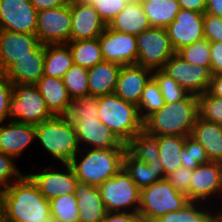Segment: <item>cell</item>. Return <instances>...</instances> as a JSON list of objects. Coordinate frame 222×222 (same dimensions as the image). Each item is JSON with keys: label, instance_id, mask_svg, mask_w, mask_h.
I'll return each mask as SVG.
<instances>
[{"label": "cell", "instance_id": "ab89813d", "mask_svg": "<svg viewBox=\"0 0 222 222\" xmlns=\"http://www.w3.org/2000/svg\"><path fill=\"white\" fill-rule=\"evenodd\" d=\"M197 98L199 117L222 125V98L212 95L209 91L197 96Z\"/></svg>", "mask_w": 222, "mask_h": 222}, {"label": "cell", "instance_id": "c3c4849f", "mask_svg": "<svg viewBox=\"0 0 222 222\" xmlns=\"http://www.w3.org/2000/svg\"><path fill=\"white\" fill-rule=\"evenodd\" d=\"M210 67L212 75H222V41L210 42Z\"/></svg>", "mask_w": 222, "mask_h": 222}, {"label": "cell", "instance_id": "f6af8a7d", "mask_svg": "<svg viewBox=\"0 0 222 222\" xmlns=\"http://www.w3.org/2000/svg\"><path fill=\"white\" fill-rule=\"evenodd\" d=\"M193 169L181 166L176 171L168 174L165 179L173 185V187L183 194H186L190 201V183Z\"/></svg>", "mask_w": 222, "mask_h": 222}, {"label": "cell", "instance_id": "816d5d0a", "mask_svg": "<svg viewBox=\"0 0 222 222\" xmlns=\"http://www.w3.org/2000/svg\"><path fill=\"white\" fill-rule=\"evenodd\" d=\"M178 2L183 10L205 13L207 0H178Z\"/></svg>", "mask_w": 222, "mask_h": 222}, {"label": "cell", "instance_id": "b9f144b4", "mask_svg": "<svg viewBox=\"0 0 222 222\" xmlns=\"http://www.w3.org/2000/svg\"><path fill=\"white\" fill-rule=\"evenodd\" d=\"M207 162H209V159L202 145L190 135L186 136L185 145L181 153L182 166L195 169Z\"/></svg>", "mask_w": 222, "mask_h": 222}, {"label": "cell", "instance_id": "7a4b0ae2", "mask_svg": "<svg viewBox=\"0 0 222 222\" xmlns=\"http://www.w3.org/2000/svg\"><path fill=\"white\" fill-rule=\"evenodd\" d=\"M198 116V98L189 94L184 100L165 103L143 121V129L155 136H188Z\"/></svg>", "mask_w": 222, "mask_h": 222}, {"label": "cell", "instance_id": "7c38bea8", "mask_svg": "<svg viewBox=\"0 0 222 222\" xmlns=\"http://www.w3.org/2000/svg\"><path fill=\"white\" fill-rule=\"evenodd\" d=\"M55 165H61L58 168L61 169L63 167L65 170L63 168L62 170L58 168L56 170L55 167L48 166L42 168L39 172L27 174L47 200L64 194L74 193L78 183L75 172L69 163H55Z\"/></svg>", "mask_w": 222, "mask_h": 222}, {"label": "cell", "instance_id": "9f6ffc18", "mask_svg": "<svg viewBox=\"0 0 222 222\" xmlns=\"http://www.w3.org/2000/svg\"><path fill=\"white\" fill-rule=\"evenodd\" d=\"M75 2L77 3H83V4H89V5H92L95 0H74Z\"/></svg>", "mask_w": 222, "mask_h": 222}, {"label": "cell", "instance_id": "681fc988", "mask_svg": "<svg viewBox=\"0 0 222 222\" xmlns=\"http://www.w3.org/2000/svg\"><path fill=\"white\" fill-rule=\"evenodd\" d=\"M99 222H142L138 213L107 212Z\"/></svg>", "mask_w": 222, "mask_h": 222}, {"label": "cell", "instance_id": "d6986e66", "mask_svg": "<svg viewBox=\"0 0 222 222\" xmlns=\"http://www.w3.org/2000/svg\"><path fill=\"white\" fill-rule=\"evenodd\" d=\"M39 43L36 34L0 29V74H3L18 59L29 56Z\"/></svg>", "mask_w": 222, "mask_h": 222}, {"label": "cell", "instance_id": "7dc6e473", "mask_svg": "<svg viewBox=\"0 0 222 222\" xmlns=\"http://www.w3.org/2000/svg\"><path fill=\"white\" fill-rule=\"evenodd\" d=\"M13 93V84L0 74V124L8 120V105L11 94Z\"/></svg>", "mask_w": 222, "mask_h": 222}, {"label": "cell", "instance_id": "74e56055", "mask_svg": "<svg viewBox=\"0 0 222 222\" xmlns=\"http://www.w3.org/2000/svg\"><path fill=\"white\" fill-rule=\"evenodd\" d=\"M64 116L68 120H86L98 117V97L87 96L71 99Z\"/></svg>", "mask_w": 222, "mask_h": 222}, {"label": "cell", "instance_id": "91938a15", "mask_svg": "<svg viewBox=\"0 0 222 222\" xmlns=\"http://www.w3.org/2000/svg\"><path fill=\"white\" fill-rule=\"evenodd\" d=\"M141 2H151L152 0H140Z\"/></svg>", "mask_w": 222, "mask_h": 222}, {"label": "cell", "instance_id": "ba28073f", "mask_svg": "<svg viewBox=\"0 0 222 222\" xmlns=\"http://www.w3.org/2000/svg\"><path fill=\"white\" fill-rule=\"evenodd\" d=\"M98 188L107 212H139L140 189L124 168Z\"/></svg>", "mask_w": 222, "mask_h": 222}, {"label": "cell", "instance_id": "4fadbf2b", "mask_svg": "<svg viewBox=\"0 0 222 222\" xmlns=\"http://www.w3.org/2000/svg\"><path fill=\"white\" fill-rule=\"evenodd\" d=\"M219 196L222 197V163L209 161L193 169L190 201L212 205L220 199ZM217 197L218 200H214Z\"/></svg>", "mask_w": 222, "mask_h": 222}, {"label": "cell", "instance_id": "836d02e7", "mask_svg": "<svg viewBox=\"0 0 222 222\" xmlns=\"http://www.w3.org/2000/svg\"><path fill=\"white\" fill-rule=\"evenodd\" d=\"M126 149L137 159L147 164L159 160V145L157 136L149 134L144 129L138 132L127 144Z\"/></svg>", "mask_w": 222, "mask_h": 222}, {"label": "cell", "instance_id": "f5cc1de1", "mask_svg": "<svg viewBox=\"0 0 222 222\" xmlns=\"http://www.w3.org/2000/svg\"><path fill=\"white\" fill-rule=\"evenodd\" d=\"M208 91L212 95L222 98V75H212Z\"/></svg>", "mask_w": 222, "mask_h": 222}, {"label": "cell", "instance_id": "bcb514c9", "mask_svg": "<svg viewBox=\"0 0 222 222\" xmlns=\"http://www.w3.org/2000/svg\"><path fill=\"white\" fill-rule=\"evenodd\" d=\"M204 38L210 42L222 41V17L204 13Z\"/></svg>", "mask_w": 222, "mask_h": 222}, {"label": "cell", "instance_id": "4dcf8cb0", "mask_svg": "<svg viewBox=\"0 0 222 222\" xmlns=\"http://www.w3.org/2000/svg\"><path fill=\"white\" fill-rule=\"evenodd\" d=\"M217 206L214 209L210 204L190 201L181 210L168 212L154 222H213Z\"/></svg>", "mask_w": 222, "mask_h": 222}, {"label": "cell", "instance_id": "484cf974", "mask_svg": "<svg viewBox=\"0 0 222 222\" xmlns=\"http://www.w3.org/2000/svg\"><path fill=\"white\" fill-rule=\"evenodd\" d=\"M112 30L139 35L141 32L151 28L148 17L140 0H130L124 9L109 23Z\"/></svg>", "mask_w": 222, "mask_h": 222}, {"label": "cell", "instance_id": "f1b7e54d", "mask_svg": "<svg viewBox=\"0 0 222 222\" xmlns=\"http://www.w3.org/2000/svg\"><path fill=\"white\" fill-rule=\"evenodd\" d=\"M73 64L67 43L45 45L43 75L62 79Z\"/></svg>", "mask_w": 222, "mask_h": 222}, {"label": "cell", "instance_id": "3957f363", "mask_svg": "<svg viewBox=\"0 0 222 222\" xmlns=\"http://www.w3.org/2000/svg\"><path fill=\"white\" fill-rule=\"evenodd\" d=\"M125 150L126 148L80 149L69 164L79 182L99 186L123 168Z\"/></svg>", "mask_w": 222, "mask_h": 222}, {"label": "cell", "instance_id": "f907efd6", "mask_svg": "<svg viewBox=\"0 0 222 222\" xmlns=\"http://www.w3.org/2000/svg\"><path fill=\"white\" fill-rule=\"evenodd\" d=\"M37 11L53 9L69 4L70 0H29Z\"/></svg>", "mask_w": 222, "mask_h": 222}, {"label": "cell", "instance_id": "f546056e", "mask_svg": "<svg viewBox=\"0 0 222 222\" xmlns=\"http://www.w3.org/2000/svg\"><path fill=\"white\" fill-rule=\"evenodd\" d=\"M185 140L186 136H157L159 160L163 164L165 177L182 166L181 153L185 145Z\"/></svg>", "mask_w": 222, "mask_h": 222}, {"label": "cell", "instance_id": "277c9868", "mask_svg": "<svg viewBox=\"0 0 222 222\" xmlns=\"http://www.w3.org/2000/svg\"><path fill=\"white\" fill-rule=\"evenodd\" d=\"M36 128V141L57 163H70L80 151L74 124L65 116H53Z\"/></svg>", "mask_w": 222, "mask_h": 222}, {"label": "cell", "instance_id": "ffe728a7", "mask_svg": "<svg viewBox=\"0 0 222 222\" xmlns=\"http://www.w3.org/2000/svg\"><path fill=\"white\" fill-rule=\"evenodd\" d=\"M33 141H36L35 125L15 121L0 124V152L19 160Z\"/></svg>", "mask_w": 222, "mask_h": 222}, {"label": "cell", "instance_id": "5bb4252c", "mask_svg": "<svg viewBox=\"0 0 222 222\" xmlns=\"http://www.w3.org/2000/svg\"><path fill=\"white\" fill-rule=\"evenodd\" d=\"M98 39L104 61L121 66L137 63L138 49L135 35L121 33L107 26Z\"/></svg>", "mask_w": 222, "mask_h": 222}, {"label": "cell", "instance_id": "52a82bcc", "mask_svg": "<svg viewBox=\"0 0 222 222\" xmlns=\"http://www.w3.org/2000/svg\"><path fill=\"white\" fill-rule=\"evenodd\" d=\"M52 117L36 85L13 84L8 105L9 121L38 125Z\"/></svg>", "mask_w": 222, "mask_h": 222}, {"label": "cell", "instance_id": "e575fe53", "mask_svg": "<svg viewBox=\"0 0 222 222\" xmlns=\"http://www.w3.org/2000/svg\"><path fill=\"white\" fill-rule=\"evenodd\" d=\"M164 104L161 89L155 79L151 77L145 84L139 104L137 105L140 119L144 121L152 113L160 110Z\"/></svg>", "mask_w": 222, "mask_h": 222}, {"label": "cell", "instance_id": "9c48e42d", "mask_svg": "<svg viewBox=\"0 0 222 222\" xmlns=\"http://www.w3.org/2000/svg\"><path fill=\"white\" fill-rule=\"evenodd\" d=\"M138 57L136 65L160 70L176 52L166 28L151 27L136 35Z\"/></svg>", "mask_w": 222, "mask_h": 222}, {"label": "cell", "instance_id": "f35d334b", "mask_svg": "<svg viewBox=\"0 0 222 222\" xmlns=\"http://www.w3.org/2000/svg\"><path fill=\"white\" fill-rule=\"evenodd\" d=\"M152 77L158 83L165 103L178 102L184 100L189 95L185 89L161 69L153 70Z\"/></svg>", "mask_w": 222, "mask_h": 222}, {"label": "cell", "instance_id": "d4e9b609", "mask_svg": "<svg viewBox=\"0 0 222 222\" xmlns=\"http://www.w3.org/2000/svg\"><path fill=\"white\" fill-rule=\"evenodd\" d=\"M123 168L140 190L165 179L163 164L160 160L147 164L134 157L127 149L124 153Z\"/></svg>", "mask_w": 222, "mask_h": 222}, {"label": "cell", "instance_id": "6f0895ef", "mask_svg": "<svg viewBox=\"0 0 222 222\" xmlns=\"http://www.w3.org/2000/svg\"><path fill=\"white\" fill-rule=\"evenodd\" d=\"M40 222H56V220L54 218L50 217L45 220H41Z\"/></svg>", "mask_w": 222, "mask_h": 222}, {"label": "cell", "instance_id": "d590c367", "mask_svg": "<svg viewBox=\"0 0 222 222\" xmlns=\"http://www.w3.org/2000/svg\"><path fill=\"white\" fill-rule=\"evenodd\" d=\"M50 214L56 222H78L77 197L74 193L64 194L49 200Z\"/></svg>", "mask_w": 222, "mask_h": 222}, {"label": "cell", "instance_id": "7402d4cb", "mask_svg": "<svg viewBox=\"0 0 222 222\" xmlns=\"http://www.w3.org/2000/svg\"><path fill=\"white\" fill-rule=\"evenodd\" d=\"M152 72L136 64L121 66L114 93L126 102L137 106L145 84L152 77Z\"/></svg>", "mask_w": 222, "mask_h": 222}, {"label": "cell", "instance_id": "e0dca14e", "mask_svg": "<svg viewBox=\"0 0 222 222\" xmlns=\"http://www.w3.org/2000/svg\"><path fill=\"white\" fill-rule=\"evenodd\" d=\"M204 13L183 10L166 27L171 45L177 53L181 48L204 38Z\"/></svg>", "mask_w": 222, "mask_h": 222}, {"label": "cell", "instance_id": "8992f818", "mask_svg": "<svg viewBox=\"0 0 222 222\" xmlns=\"http://www.w3.org/2000/svg\"><path fill=\"white\" fill-rule=\"evenodd\" d=\"M189 202L186 194L162 179L140 190L138 214L142 222H154L168 212L181 210Z\"/></svg>", "mask_w": 222, "mask_h": 222}, {"label": "cell", "instance_id": "680465c9", "mask_svg": "<svg viewBox=\"0 0 222 222\" xmlns=\"http://www.w3.org/2000/svg\"><path fill=\"white\" fill-rule=\"evenodd\" d=\"M0 222H14V221L8 220L7 218H4V217L0 214Z\"/></svg>", "mask_w": 222, "mask_h": 222}, {"label": "cell", "instance_id": "2e32d148", "mask_svg": "<svg viewBox=\"0 0 222 222\" xmlns=\"http://www.w3.org/2000/svg\"><path fill=\"white\" fill-rule=\"evenodd\" d=\"M70 121L74 124L80 149L126 148V144L99 117Z\"/></svg>", "mask_w": 222, "mask_h": 222}, {"label": "cell", "instance_id": "ee69618b", "mask_svg": "<svg viewBox=\"0 0 222 222\" xmlns=\"http://www.w3.org/2000/svg\"><path fill=\"white\" fill-rule=\"evenodd\" d=\"M130 0H95L92 4L101 19L108 26Z\"/></svg>", "mask_w": 222, "mask_h": 222}, {"label": "cell", "instance_id": "7bdbcfd3", "mask_svg": "<svg viewBox=\"0 0 222 222\" xmlns=\"http://www.w3.org/2000/svg\"><path fill=\"white\" fill-rule=\"evenodd\" d=\"M15 159L12 155L0 152V193L25 175L20 172Z\"/></svg>", "mask_w": 222, "mask_h": 222}, {"label": "cell", "instance_id": "11a10c76", "mask_svg": "<svg viewBox=\"0 0 222 222\" xmlns=\"http://www.w3.org/2000/svg\"><path fill=\"white\" fill-rule=\"evenodd\" d=\"M221 207V208H220ZM218 206V210H219V212H218V210H217V208H216V212H215V215H214V221L215 222H222V206Z\"/></svg>", "mask_w": 222, "mask_h": 222}, {"label": "cell", "instance_id": "d6a6232c", "mask_svg": "<svg viewBox=\"0 0 222 222\" xmlns=\"http://www.w3.org/2000/svg\"><path fill=\"white\" fill-rule=\"evenodd\" d=\"M67 44L71 50L74 65L89 69L104 61L98 38L69 41Z\"/></svg>", "mask_w": 222, "mask_h": 222}, {"label": "cell", "instance_id": "ac0fdd59", "mask_svg": "<svg viewBox=\"0 0 222 222\" xmlns=\"http://www.w3.org/2000/svg\"><path fill=\"white\" fill-rule=\"evenodd\" d=\"M70 12V41L96 39L107 27L92 5L70 0Z\"/></svg>", "mask_w": 222, "mask_h": 222}, {"label": "cell", "instance_id": "30bf717a", "mask_svg": "<svg viewBox=\"0 0 222 222\" xmlns=\"http://www.w3.org/2000/svg\"><path fill=\"white\" fill-rule=\"evenodd\" d=\"M189 94L199 96L208 91L212 77L211 67H202L185 61L175 53L161 69Z\"/></svg>", "mask_w": 222, "mask_h": 222}, {"label": "cell", "instance_id": "44dd1931", "mask_svg": "<svg viewBox=\"0 0 222 222\" xmlns=\"http://www.w3.org/2000/svg\"><path fill=\"white\" fill-rule=\"evenodd\" d=\"M45 45L39 43L29 56H24L14 62L3 75L12 84L35 85L43 76Z\"/></svg>", "mask_w": 222, "mask_h": 222}, {"label": "cell", "instance_id": "83f0119b", "mask_svg": "<svg viewBox=\"0 0 222 222\" xmlns=\"http://www.w3.org/2000/svg\"><path fill=\"white\" fill-rule=\"evenodd\" d=\"M120 69V64L108 61L89 68V96L100 97L114 93Z\"/></svg>", "mask_w": 222, "mask_h": 222}, {"label": "cell", "instance_id": "cb8c5ba5", "mask_svg": "<svg viewBox=\"0 0 222 222\" xmlns=\"http://www.w3.org/2000/svg\"><path fill=\"white\" fill-rule=\"evenodd\" d=\"M53 116H64L71 97L63 79L43 75L35 84Z\"/></svg>", "mask_w": 222, "mask_h": 222}, {"label": "cell", "instance_id": "8d00e7d4", "mask_svg": "<svg viewBox=\"0 0 222 222\" xmlns=\"http://www.w3.org/2000/svg\"><path fill=\"white\" fill-rule=\"evenodd\" d=\"M62 79L72 99L89 96L88 69L73 64Z\"/></svg>", "mask_w": 222, "mask_h": 222}, {"label": "cell", "instance_id": "5b68a950", "mask_svg": "<svg viewBox=\"0 0 222 222\" xmlns=\"http://www.w3.org/2000/svg\"><path fill=\"white\" fill-rule=\"evenodd\" d=\"M99 119L127 144L143 129V121L135 104L126 102L115 93L98 97Z\"/></svg>", "mask_w": 222, "mask_h": 222}, {"label": "cell", "instance_id": "db71d44e", "mask_svg": "<svg viewBox=\"0 0 222 222\" xmlns=\"http://www.w3.org/2000/svg\"><path fill=\"white\" fill-rule=\"evenodd\" d=\"M205 13L222 17V0H207Z\"/></svg>", "mask_w": 222, "mask_h": 222}, {"label": "cell", "instance_id": "1f68e13d", "mask_svg": "<svg viewBox=\"0 0 222 222\" xmlns=\"http://www.w3.org/2000/svg\"><path fill=\"white\" fill-rule=\"evenodd\" d=\"M152 27L166 28L181 10L178 0L141 2Z\"/></svg>", "mask_w": 222, "mask_h": 222}, {"label": "cell", "instance_id": "603a6c76", "mask_svg": "<svg viewBox=\"0 0 222 222\" xmlns=\"http://www.w3.org/2000/svg\"><path fill=\"white\" fill-rule=\"evenodd\" d=\"M77 197L78 222H99L107 213L98 186L79 182L74 191Z\"/></svg>", "mask_w": 222, "mask_h": 222}, {"label": "cell", "instance_id": "8fae6325", "mask_svg": "<svg viewBox=\"0 0 222 222\" xmlns=\"http://www.w3.org/2000/svg\"><path fill=\"white\" fill-rule=\"evenodd\" d=\"M36 36L42 45L64 44L70 41V2L62 7L37 12Z\"/></svg>", "mask_w": 222, "mask_h": 222}, {"label": "cell", "instance_id": "60d3db41", "mask_svg": "<svg viewBox=\"0 0 222 222\" xmlns=\"http://www.w3.org/2000/svg\"><path fill=\"white\" fill-rule=\"evenodd\" d=\"M177 54L191 64L210 67V41L206 38L181 48Z\"/></svg>", "mask_w": 222, "mask_h": 222}, {"label": "cell", "instance_id": "9a60e30c", "mask_svg": "<svg viewBox=\"0 0 222 222\" xmlns=\"http://www.w3.org/2000/svg\"><path fill=\"white\" fill-rule=\"evenodd\" d=\"M37 12L29 0H0V29L35 34Z\"/></svg>", "mask_w": 222, "mask_h": 222}, {"label": "cell", "instance_id": "6da1fadb", "mask_svg": "<svg viewBox=\"0 0 222 222\" xmlns=\"http://www.w3.org/2000/svg\"><path fill=\"white\" fill-rule=\"evenodd\" d=\"M0 214L14 222H40L51 217L49 200L27 174L0 193Z\"/></svg>", "mask_w": 222, "mask_h": 222}, {"label": "cell", "instance_id": "4316f807", "mask_svg": "<svg viewBox=\"0 0 222 222\" xmlns=\"http://www.w3.org/2000/svg\"><path fill=\"white\" fill-rule=\"evenodd\" d=\"M190 136L202 145L209 161L222 163V125L198 116Z\"/></svg>", "mask_w": 222, "mask_h": 222}]
</instances>
